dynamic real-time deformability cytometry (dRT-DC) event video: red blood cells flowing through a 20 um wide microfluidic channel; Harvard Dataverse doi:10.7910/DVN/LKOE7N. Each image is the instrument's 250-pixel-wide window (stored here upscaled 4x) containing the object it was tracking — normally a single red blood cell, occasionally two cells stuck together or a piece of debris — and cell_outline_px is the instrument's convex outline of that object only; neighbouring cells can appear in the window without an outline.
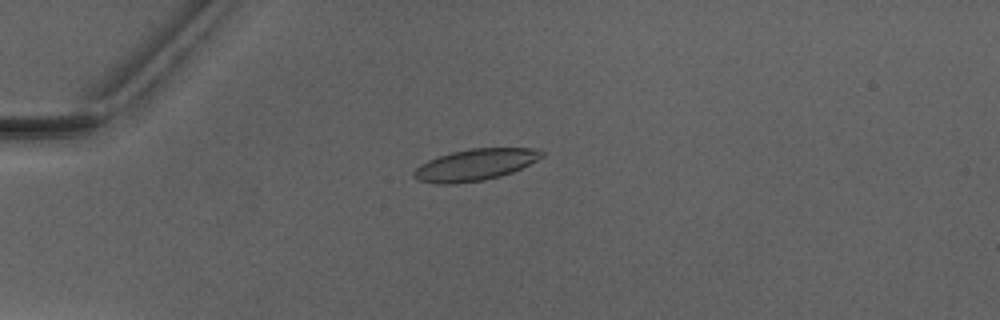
{"species": "Egyptian fruit bat (a non-hibernating species)", "species_latin": "Rousettus aegyptiacus", "temperature_condition": "warm", "stored_images_in_passage": 6, "camera_frame_rate_fps": 3000, "um_per_image_px": 0.085, "animal": {"sex": "male"}, "frame": {"image": 1, "passage_image": 4, "time_ms": 3.667, "image_size_px": [1000, 320], "cell_outline_px": [[544, 156], [512, 172], [500, 176], [484, 180], [456, 184], [436, 184], [420, 180], [412, 176], [412, 172], [420, 164], [428, 160], [452, 152], [472, 148], [532, 148], [544, 152]], "centroid_in_image_um": [40.36, 14.01], "position_along_channel_um": 44.6, "area_um2": 23.35}}
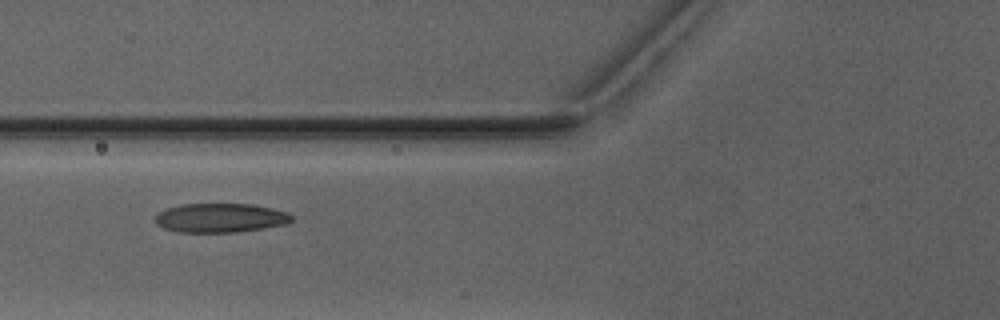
{"frame": {"image": 2, "passage_image": 6, "time_ms": 6.0, "image_size_px": [1000, 320], "cell_outline_px": [[292, 220], [284, 224], [236, 232], [180, 232], [164, 228], [156, 224], [156, 212], [164, 208], [180, 204], [252, 204], [272, 208], [288, 212], [292, 216]], "centroid_in_image_um": [18.68, 18.5], "position_along_channel_um": 107.1, "area_um2": 23.12}}